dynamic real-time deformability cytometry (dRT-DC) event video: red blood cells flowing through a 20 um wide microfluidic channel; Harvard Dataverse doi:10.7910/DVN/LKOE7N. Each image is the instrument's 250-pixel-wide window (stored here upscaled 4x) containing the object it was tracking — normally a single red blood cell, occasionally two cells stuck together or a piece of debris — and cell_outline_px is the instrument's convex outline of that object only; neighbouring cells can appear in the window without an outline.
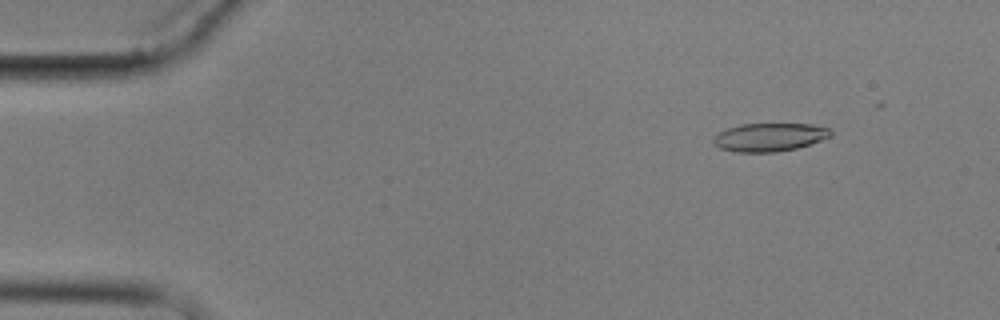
{"species": "common noctule bat (a hibernating species)", "species_latin": "Nyctalus noctula", "temperature_condition": "cold", "stored_images_in_passage": 6, "camera_frame_rate_fps": 3000, "um_per_image_px": 0.085, "animal": {"sex": "male", "body_mass_g": 17.9}, "frame": {"image": 1, "passage_image": 2, "time_ms": 1.0, "image_size_px": [1000, 320], "cell_outline_px": [[832, 136], [796, 148], [776, 152], [736, 152], [720, 148], [712, 144], [712, 140], [720, 132], [728, 128], [740, 124], [812, 124], [832, 128]], "centroid_in_image_um": [65.42, 11.65], "position_along_channel_um": 19.6, "area_um2": 19.31}}
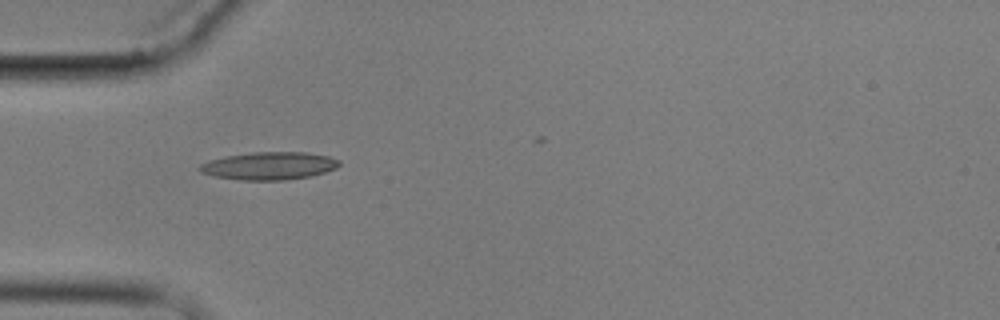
{"frame": {"image": 2, "passage_image": 5, "time_ms": 4.667, "image_size_px": [1000, 320], "cell_outline_px": [[340, 164], [336, 168], [312, 176], [284, 180], [240, 180], [216, 176], [200, 172], [196, 168], [200, 164], [208, 160], [224, 156], [252, 152], [304, 152], [328, 156], [340, 160]], "centroid_in_image_um": [22.85, 14.09], "position_along_channel_um": 62.2, "area_um2": 22.66}}
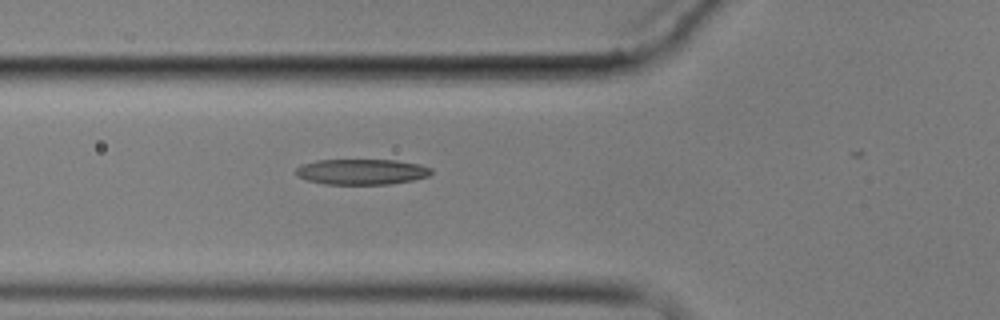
{"frame": {"image": 3, "passage_image": 6, "time_ms": 5.667, "image_size_px": [1000, 320], "cell_outline_px": [[432, 172], [428, 176], [412, 180], [388, 184], [324, 184], [308, 180], [296, 176], [296, 168], [300, 164], [316, 160], [396, 160], [420, 164], [432, 168]], "centroid_in_image_um": [30.72, 14.59], "position_along_channel_um": 95.1, "area_um2": 20.23}}